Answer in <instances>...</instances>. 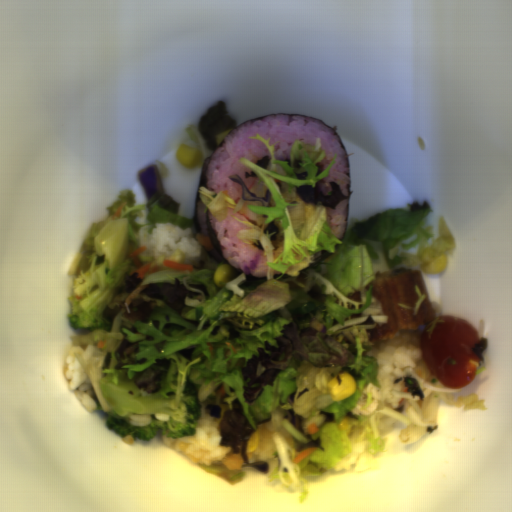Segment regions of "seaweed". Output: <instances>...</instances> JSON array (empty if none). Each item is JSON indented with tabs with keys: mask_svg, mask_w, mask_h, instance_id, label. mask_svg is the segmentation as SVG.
I'll return each mask as SVG.
<instances>
[{
	"mask_svg": "<svg viewBox=\"0 0 512 512\" xmlns=\"http://www.w3.org/2000/svg\"><path fill=\"white\" fill-rule=\"evenodd\" d=\"M268 117H297V118H305L309 120H313L316 122L324 123L336 136L343 152L345 158V166H346V174H347V192H346V212H345V226H344V234L341 240L344 238L347 232L348 226V215H349V205H350V185H351V168L349 161V153L348 149L343 143L342 139L338 135V133L333 130L329 125L325 122L312 118L310 116H300V115H291V114H266L262 116H257L248 120H245L235 128H233L210 152V155L204 160L202 171L200 175V180L196 193V201H195V209H194V220H195V229L210 257L211 260L216 261L218 263L225 264L232 268L235 273H241L234 267H232L224 255L219 239L216 233L215 222H219L223 219L224 214L227 208H232L237 205L236 200L222 195L220 193H216L213 190L209 189L207 186L208 181V173L210 165L220 149L225 140L241 125L244 123H248L251 121L264 119ZM214 220V221H213ZM243 274V273H242Z\"/></svg>",
	"mask_w": 512,
	"mask_h": 512,
	"instance_id": "1",
	"label": "seaweed"
}]
</instances>
